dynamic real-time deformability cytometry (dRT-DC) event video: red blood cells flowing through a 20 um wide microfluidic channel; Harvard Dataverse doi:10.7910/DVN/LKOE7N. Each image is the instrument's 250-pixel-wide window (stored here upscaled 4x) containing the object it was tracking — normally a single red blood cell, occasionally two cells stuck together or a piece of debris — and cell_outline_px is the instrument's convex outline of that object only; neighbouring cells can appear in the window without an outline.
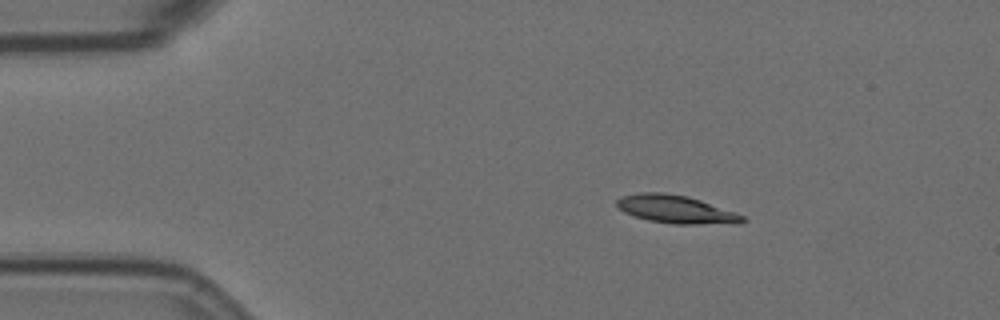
{"species": "Egyptian fruit bat (a non-hibernating species)", "species_latin": "Rousettus aegyptiacus", "temperature_condition": "room temperature", "stored_images_in_passage": 43, "camera_frame_rate_fps": 3000, "um_per_image_px": 0.085, "animal": {"sex": "female"}, "frame": {"image": 1, "passage_image": 1, "time_ms": 0.0, "image_size_px": [1000, 320], "cell_outline_px": [[748, 220], [740, 224], [672, 224], [648, 220], [624, 212], [616, 204], [616, 200], [620, 196], [640, 192], [664, 192], [688, 196], [736, 212], [744, 216]], "centroid_in_image_um": [57.5, 17.79], "position_along_channel_um": 27.5, "area_um2": 20.75}}
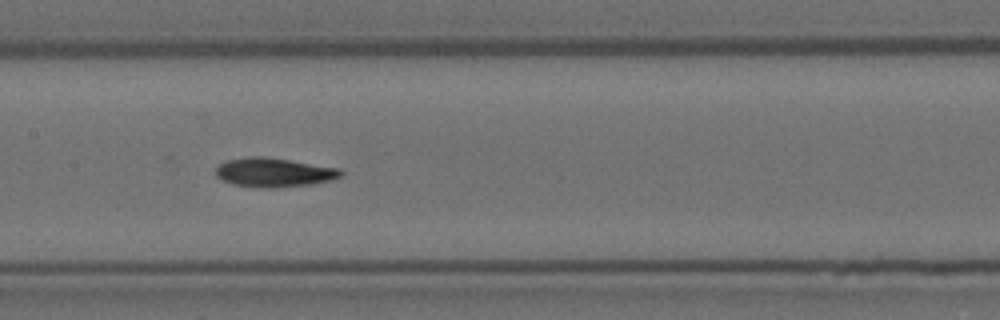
{"frame": {"image": 2, "passage_image": 19, "time_ms": 6.0, "image_size_px": [1000, 320], "cell_outline_px": [[344, 176], [332, 180], [312, 184], [276, 188], [260, 188], [232, 184], [216, 176], [216, 168], [220, 164], [228, 160], [248, 156], [264, 156], [340, 168], [344, 172]], "centroid_in_image_um": [23.33, 14.66], "position_along_channel_um": 184.1, "area_um2": 21.39}}
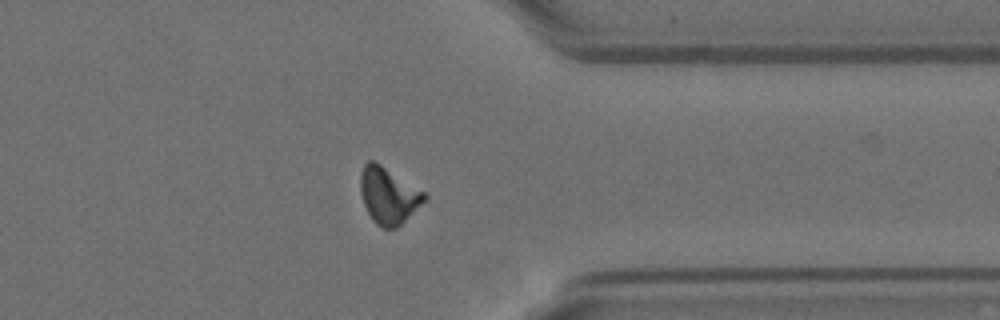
{"frame": {"image": 3, "passage_image": 36, "time_ms": 11.667, "image_size_px": [1000, 320], "cell_outline_px": [[428, 196], [396, 228], [384, 228], [376, 224], [372, 220], [364, 204], [360, 192], [360, 172], [364, 164], [368, 160], [372, 160], [380, 164], [424, 192]], "centroid_in_image_um": [32.96, 16.6], "position_along_channel_um": 378.4, "area_um2": 20.52}, "authors_computed_cell_mechanics": {"area_um2": 20.7502, "velocity_mm_per_s": 3.5763, "shape_relaxation_time_tau1_ms": null, "shape_relaxation_time_tau2_ms": 5.4468, "deformation_change_tau1": null, "deformation_change_tau2": 0.1059}}